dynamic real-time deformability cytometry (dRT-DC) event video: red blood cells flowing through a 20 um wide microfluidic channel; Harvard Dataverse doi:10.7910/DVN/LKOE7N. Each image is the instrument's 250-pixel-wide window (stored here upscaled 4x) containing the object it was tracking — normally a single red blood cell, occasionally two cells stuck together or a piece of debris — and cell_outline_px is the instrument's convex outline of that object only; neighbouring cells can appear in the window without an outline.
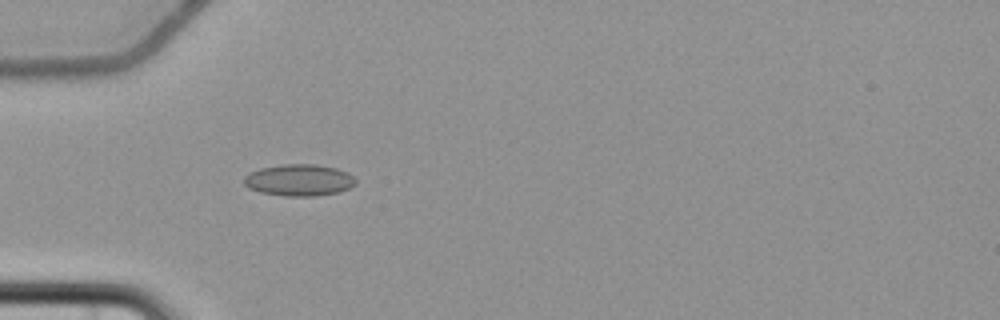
{"species": "common noctule bat (a hibernating species)", "species_latin": "Nyctalus noctula", "temperature_condition": "cold", "stored_images_in_passage": 7, "camera_frame_rate_fps": 3000, "um_per_image_px": 0.085, "animal": {"sex": "female", "body_mass_g": 22.7, "forearm_length_mm": 54.2}, "frame": {"image": 1, "passage_image": 6, "time_ms": 6.0, "image_size_px": [1000, 320], "cell_outline_px": [[356, 184], [340, 192], [316, 196], [284, 196], [260, 192], [248, 188], [244, 184], [244, 176], [260, 168], [284, 164], [316, 164], [336, 168], [348, 172], [356, 180]], "centroid_in_image_um": [25.43, 15.31], "position_along_channel_um": 59.6, "area_um2": 20.69}}
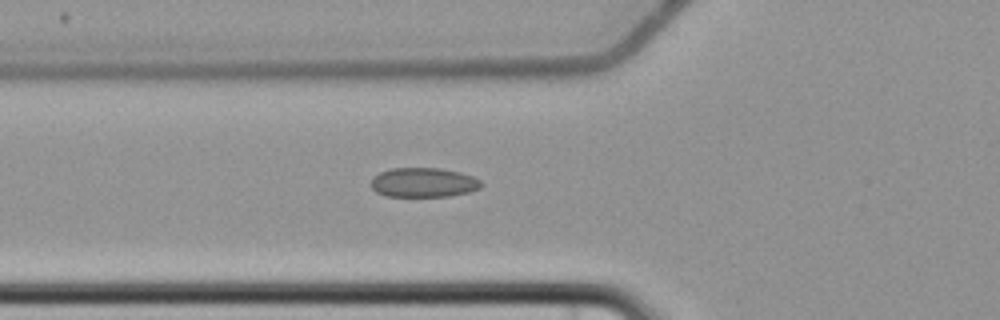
{"frame": {"image": 2, "passage_image": 7, "time_ms": 7.0, "image_size_px": [1000, 320], "cell_outline_px": [[484, 184], [480, 188], [468, 192], [448, 196], [384, 196], [376, 192], [372, 188], [372, 180], [380, 172], [392, 168], [440, 168], [460, 172], [472, 176], [480, 180]], "centroid_in_image_um": [36.02, 15.51], "position_along_channel_um": 89.8, "area_um2": 18.84}}